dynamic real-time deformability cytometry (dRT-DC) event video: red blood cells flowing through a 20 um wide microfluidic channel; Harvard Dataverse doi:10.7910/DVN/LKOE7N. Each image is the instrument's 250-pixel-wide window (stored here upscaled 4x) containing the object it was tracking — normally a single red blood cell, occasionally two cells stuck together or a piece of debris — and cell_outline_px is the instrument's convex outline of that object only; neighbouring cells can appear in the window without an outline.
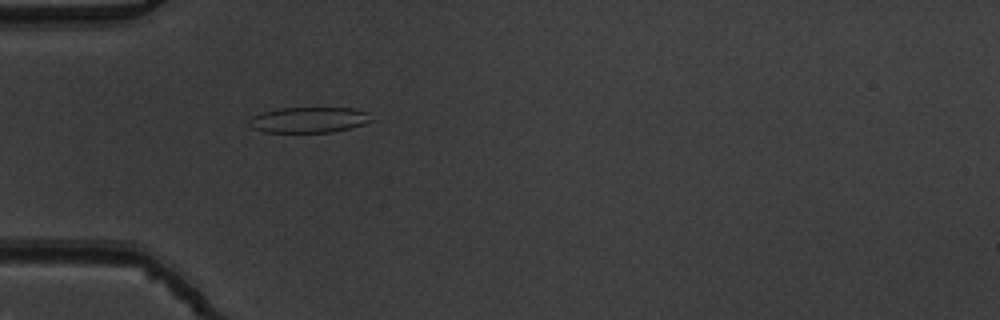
{"species": "common noctule bat (a hibernating species)", "species_latin": "Nyctalus noctula", "temperature_condition": "warm", "stored_images_in_passage": 43, "camera_frame_rate_fps": 3000, "um_per_image_px": 0.085, "animal": {"sex": "male", "body_mass_g": 19.5, "forearm_length_mm": 54.6}, "frame": {"image": 1, "passage_image": 7, "time_ms": 2.0, "image_size_px": [1000, 320], "cell_outline_px": [[372, 120], [364, 124], [332, 132], [264, 132], [252, 128], [248, 124], [248, 120], [252, 116], [264, 112], [280, 108], [352, 108], [368, 112]], "centroid_in_image_um": [26.23, 10.19], "position_along_channel_um": 58.8, "area_um2": 18.15}}
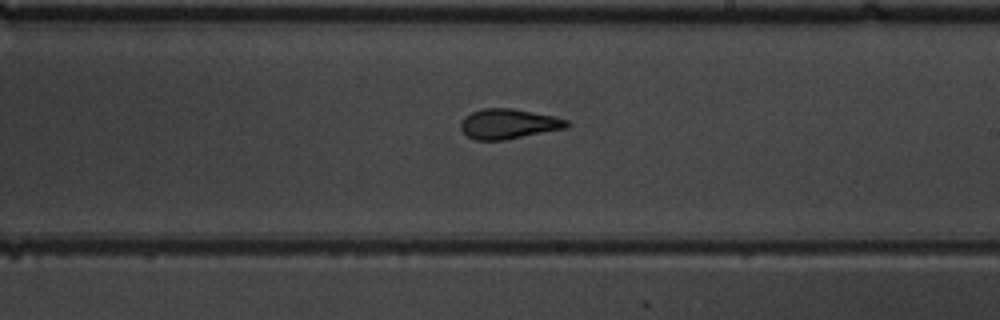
{"frame": {"image": 2, "passage_image": 22, "time_ms": 7.0, "image_size_px": [1000, 320], "cell_outline_px": [[572, 124], [568, 128], [504, 140], [476, 140], [468, 136], [460, 128], [460, 124], [464, 116], [472, 112], [484, 108], [512, 108], [552, 116], [568, 120]], "centroid_in_image_um": [43.24, 10.53], "position_along_channel_um": 245.8, "area_um2": 18.55}}
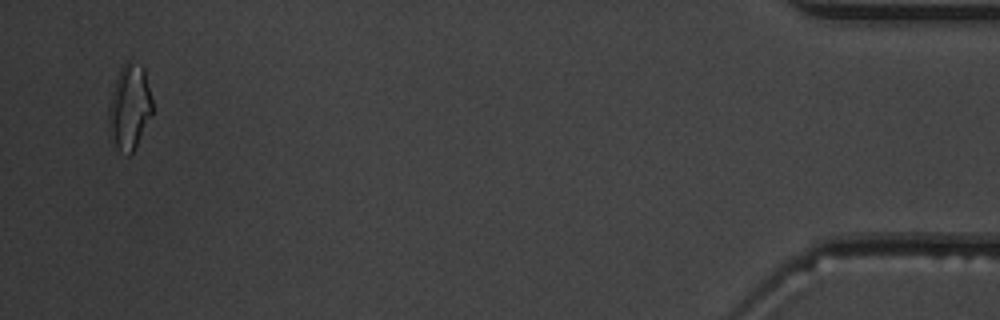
{"frame": {"image": 3, "passage_image": 42, "time_ms": 13.667, "image_size_px": [1000, 320], "cell_outline_px": [[152, 116], [132, 152], [128, 156], [120, 152], [116, 148], [108, 128], [108, 108], [112, 92], [120, 68], [128, 60], [140, 64], [144, 68], [152, 100]], "centroid_in_image_um": [11.0, 9.11], "position_along_channel_um": 424.2, "area_um2": 21.68}, "authors_computed_cell_mechanics": {"area_um2": 18.785, "velocity_mm_per_s": 3.8531, "shape_relaxation_time_tau1_ms": 7.9806, "shape_relaxation_time_tau2_ms": 1.6513, "deformation_change_tau1": 0.1924, "deformation_change_tau2": 0.1002}}